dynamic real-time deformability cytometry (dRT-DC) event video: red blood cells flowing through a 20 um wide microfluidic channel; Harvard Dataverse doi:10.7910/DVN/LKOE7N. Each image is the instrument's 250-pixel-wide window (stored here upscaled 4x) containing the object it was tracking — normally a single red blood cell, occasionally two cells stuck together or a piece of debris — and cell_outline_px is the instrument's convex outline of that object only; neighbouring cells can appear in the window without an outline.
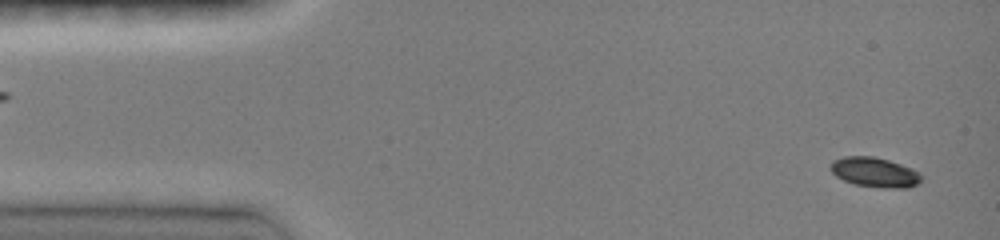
{"species": "common noctule bat (a hibernating species)", "species_latin": "Nyctalus noctula", "temperature_condition": "room temperature", "stored_images_in_passage": 89, "camera_frame_rate_fps": 3000, "um_per_image_px": 0.085, "animal": {"sex": "female", "body_mass_g": 19.0, "forearm_length_mm": 51.5}, "frame": {"image": 1, "passage_image": 4, "time_ms": 0.667, "image_size_px": [1000, 240], "cell_outline_px": [[920, 180], [916, 184], [908, 188], [880, 188], [856, 184], [844, 180], [836, 176], [828, 168], [832, 160], [844, 156], [872, 156], [888, 160], [912, 168], [920, 172]], "centroid_in_image_um": [74.32, 14.63], "position_along_channel_um": 10.7, "area_um2": 15.78}}
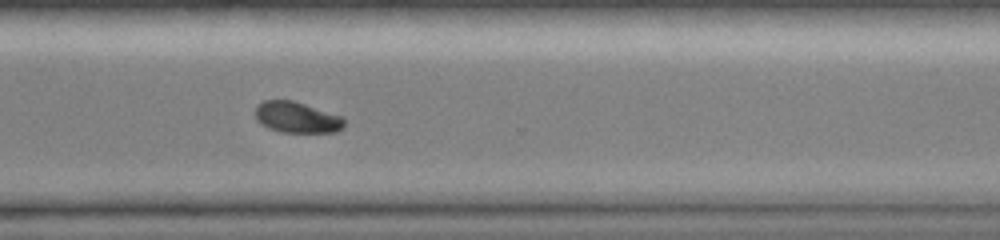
{"frame": {"image": 2, "passage_image": 64, "time_ms": 11.333, "image_size_px": [1000, 240], "cell_outline_px": [[344, 128], [336, 132], [280, 132], [268, 128], [260, 124], [256, 120], [256, 108], [264, 100], [292, 100], [344, 116]], "centroid_in_image_um": [25.26, 9.98], "position_along_channel_um": 345.3, "area_um2": 16.18}}
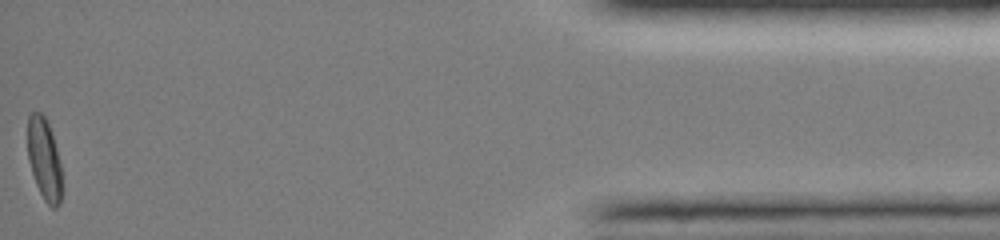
{"frame": {"image": 3, "passage_image": 87, "time_ms": 15.333, "image_size_px": [1000, 240], "cell_outline_px": [[60, 204], [56, 208], [52, 208], [44, 200], [36, 184], [28, 160], [28, 116], [32, 112], [40, 112], [44, 116], [48, 124], [56, 148], [60, 164]], "centroid_in_image_um": [3.74, 13.53], "position_along_channel_um": 431.5, "area_um2": 15.9}, "authors_computed_cell_mechanics": {"area_um2": 16.473, "velocity_mm_per_s": 4.1385, "shape_relaxation_time_tau1_ms": 3.0843, "shape_relaxation_time_tau2_ms": null, "deformation_change_tau1": 0.1018, "deformation_change_tau2": null}}